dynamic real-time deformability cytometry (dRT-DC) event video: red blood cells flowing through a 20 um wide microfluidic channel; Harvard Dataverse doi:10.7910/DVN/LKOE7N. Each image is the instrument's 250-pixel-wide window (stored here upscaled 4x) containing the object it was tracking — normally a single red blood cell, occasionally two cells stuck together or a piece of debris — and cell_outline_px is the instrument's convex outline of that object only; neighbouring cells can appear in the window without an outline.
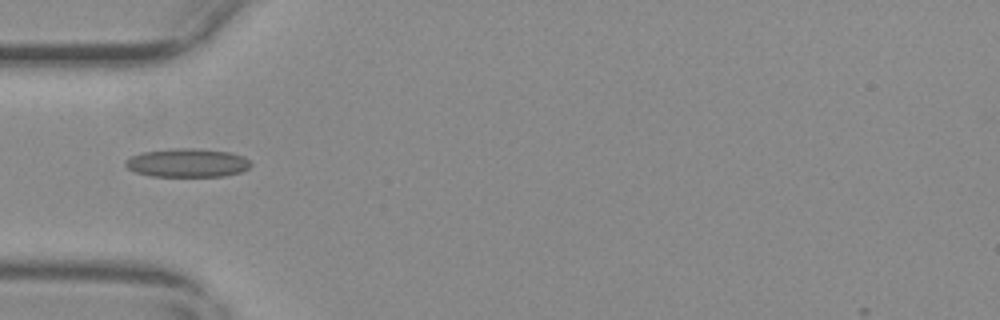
{"species": "common noctule bat (a hibernating species)", "species_latin": "Nyctalus noctula", "temperature_condition": "warm", "stored_images_in_passage": 4, "camera_frame_rate_fps": 3000, "um_per_image_px": 0.085, "animal": {"sex": "female", "body_mass_g": 29.2, "forearm_length_mm": 56.3}, "frame": {"image": 1, "passage_image": 1, "time_ms": 0.0, "image_size_px": [1000, 320], "cell_outline_px": [[252, 164], [248, 168], [240, 172], [224, 176], [152, 176], [136, 172], [128, 168], [124, 164], [124, 160], [140, 152], [172, 148], [192, 148], [232, 152], [244, 156]], "centroid_in_image_um": [15.92, 13.83], "position_along_channel_um": 69.1, "area_um2": 20.98}}
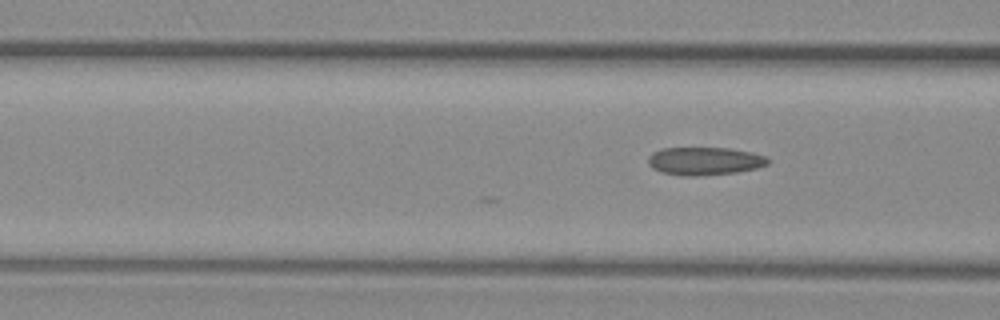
{"frame": {"image": 2, "passage_image": 4, "time_ms": 1.0, "image_size_px": [1000, 320], "cell_outline_px": [[768, 164], [756, 168], [736, 172], [696, 176], [680, 176], [660, 172], [652, 168], [648, 164], [648, 156], [652, 152], [660, 148], [728, 148], [752, 152], [768, 156]], "centroid_in_image_um": [59.85, 13.69], "position_along_channel_um": 106.7, "area_um2": 19.71}}